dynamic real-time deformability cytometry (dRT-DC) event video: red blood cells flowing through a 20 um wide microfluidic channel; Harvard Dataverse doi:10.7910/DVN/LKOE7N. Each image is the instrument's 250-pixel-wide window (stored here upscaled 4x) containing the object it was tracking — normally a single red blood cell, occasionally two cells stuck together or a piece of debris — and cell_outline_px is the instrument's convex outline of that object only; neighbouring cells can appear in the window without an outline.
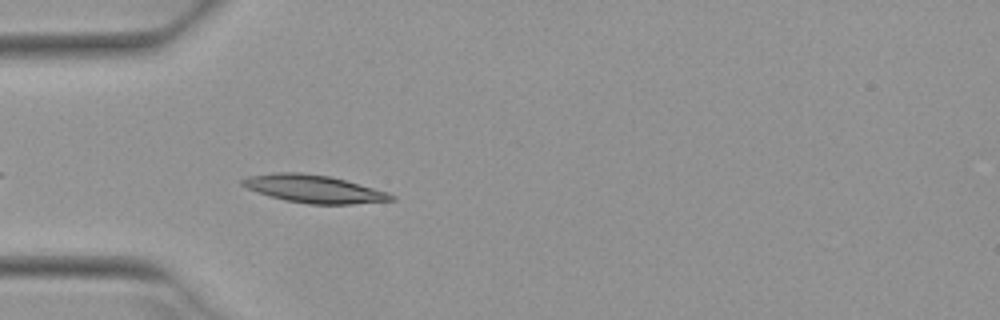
{"species": "Egyptian fruit bat (a non-hibernating species)", "species_latin": "Rousettus aegyptiacus", "temperature_condition": "warm", "stored_images_in_passage": 8, "camera_frame_rate_fps": 3000, "um_per_image_px": 0.085, "animal": {"sex": "female"}, "frame": {"image": 1, "passage_image": 4, "time_ms": 1.0, "image_size_px": [1000, 320], "cell_outline_px": [[396, 200], [352, 204], [308, 204], [284, 200], [268, 196], [248, 188], [240, 184], [240, 180], [248, 176], [272, 172], [300, 172], [328, 176], [344, 180], [388, 192], [396, 196]], "centroid_in_image_um": [26.66, 16.06], "position_along_channel_um": 58.3, "area_um2": 24.1}}